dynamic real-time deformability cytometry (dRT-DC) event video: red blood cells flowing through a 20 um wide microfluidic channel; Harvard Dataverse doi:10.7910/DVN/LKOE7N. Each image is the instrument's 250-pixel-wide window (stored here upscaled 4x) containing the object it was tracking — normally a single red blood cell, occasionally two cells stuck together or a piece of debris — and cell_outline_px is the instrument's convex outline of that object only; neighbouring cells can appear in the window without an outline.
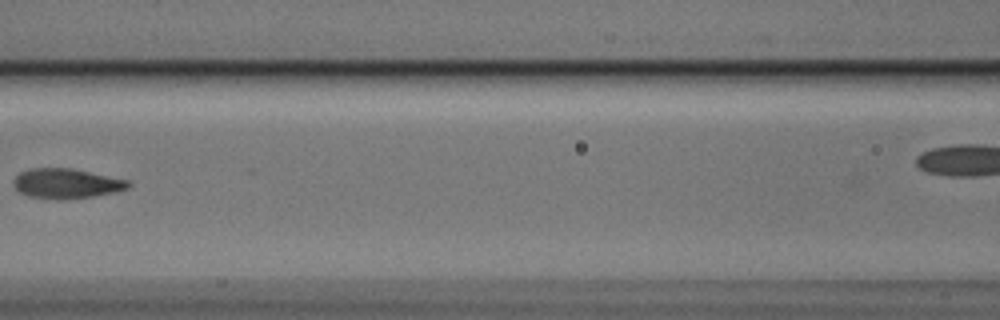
{"species": "Egyptian fruit bat (a non-hibernating species)", "species_latin": "Rousettus aegyptiacus", "temperature_condition": "cold", "stored_images_in_passage": 8, "segment_of_instrument_passage": [1, 2], "camera_frame_rate_fps": 3000, "um_per_image_px": 0.085, "animal": {"sex": "male"}, "frame": {"image": 1, "passage_image": 6, "time_ms": 1.667, "image_size_px": [1000, 320], "cell_outline_px": [[132, 184], [128, 188], [116, 192], [92, 196], [60, 200], [28, 196], [20, 192], [12, 184], [12, 180], [20, 172], [28, 168], [72, 168], [128, 180]], "centroid_in_image_um": [5.62, 15.59], "position_along_channel_um": 161.0, "area_um2": 20.06}}
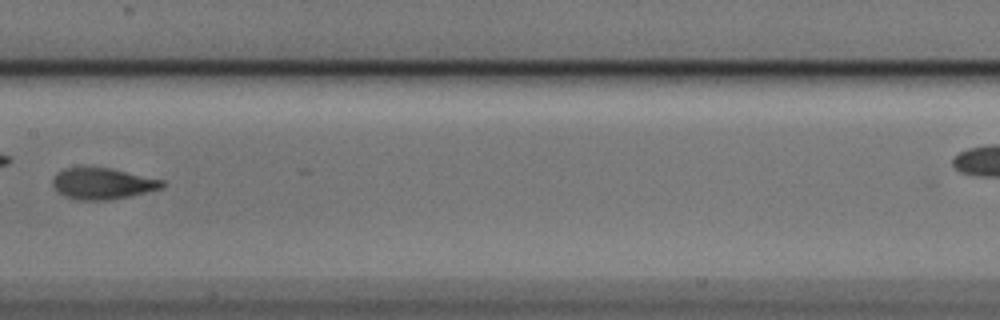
{"frame": {"image": 2, "passage_image": 7, "time_ms": 2.0, "image_size_px": [1000, 320], "cell_outline_px": [[164, 188], [132, 196], [108, 200], [76, 200], [64, 196], [52, 184], [52, 180], [56, 172], [64, 168], [80, 164], [112, 168], [164, 180]], "centroid_in_image_um": [8.7, 15.56], "position_along_channel_um": 198.7, "area_um2": 20.75}}